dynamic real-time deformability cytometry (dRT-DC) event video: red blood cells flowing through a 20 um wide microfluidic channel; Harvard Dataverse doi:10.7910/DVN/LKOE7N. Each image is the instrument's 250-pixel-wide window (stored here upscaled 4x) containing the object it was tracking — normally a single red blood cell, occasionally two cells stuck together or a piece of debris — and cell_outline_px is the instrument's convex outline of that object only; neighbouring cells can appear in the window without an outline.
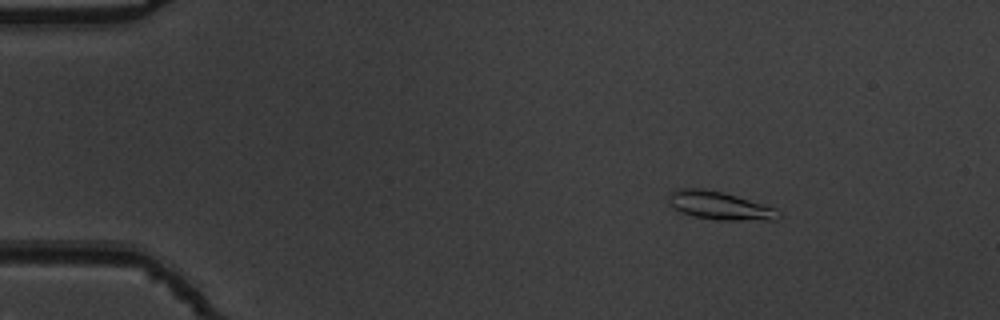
{"species": "common noctule bat (a hibernating species)", "species_latin": "Nyctalus noctula", "temperature_condition": "warm", "stored_images_in_passage": 47, "camera_frame_rate_fps": 3000, "um_per_image_px": 0.085, "animal": {"sex": "male", "body_mass_g": 19.5, "forearm_length_mm": 54.6}, "frame": {"image": 1, "passage_image": 1, "time_ms": 0.0, "image_size_px": [1000, 320], "cell_outline_px": [[780, 216], [776, 220], [716, 220], [692, 216], [680, 212], [672, 208], [668, 204], [668, 192], [676, 188], [704, 188], [736, 196], [764, 204], [776, 208]], "centroid_in_image_um": [61.09, 17.47], "position_along_channel_um": 23.9, "area_um2": 18.26}}
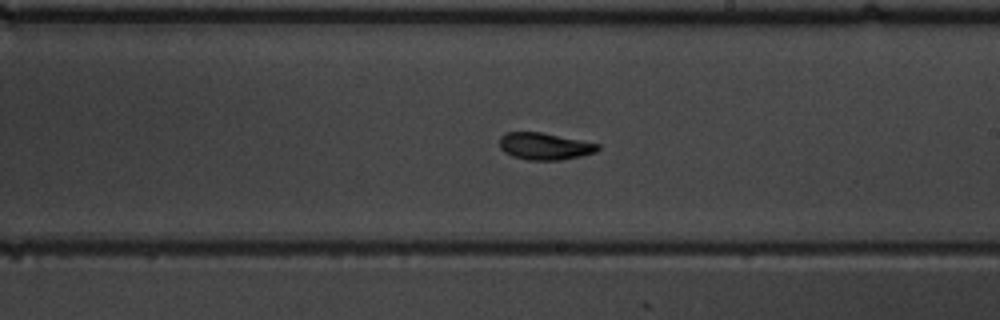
{"frame": {"image": 2, "passage_image": 25, "time_ms": 8.0, "image_size_px": [1000, 320], "cell_outline_px": [[600, 148], [596, 152], [580, 156], [560, 160], [528, 160], [512, 156], [504, 152], [500, 148], [500, 136], [504, 132], [540, 132], [600, 144]], "centroid_in_image_um": [46.27, 12.43], "position_along_channel_um": 242.7, "area_um2": 15.43}}
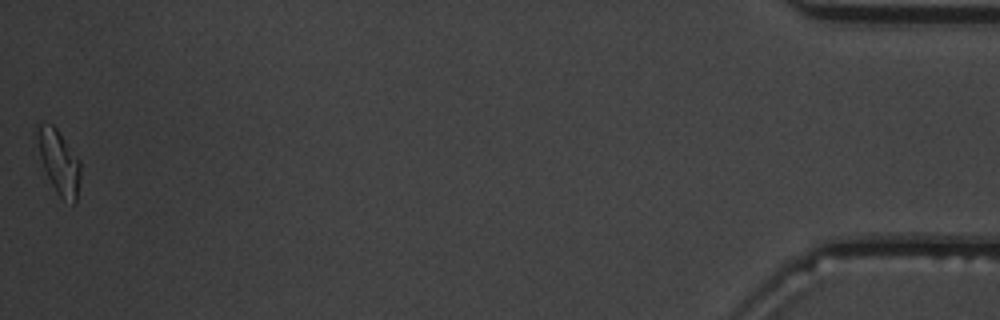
{"frame": {"image": 3, "passage_image": 47, "time_ms": 15.333, "image_size_px": [1000, 320], "cell_outline_px": [[80, 176], [76, 200], [72, 204], [60, 196], [56, 192], [44, 168], [32, 132], [36, 124], [52, 124], [56, 128], [80, 160]], "centroid_in_image_um": [4.96, 13.69], "position_along_channel_um": 430.2, "area_um2": 16.18}, "authors_computed_cell_mechanics": {"area_um2": 15.7216, "velocity_mm_per_s": 3.7922, "shape_relaxation_time_tau1_ms": 3.3077, "shape_relaxation_time_tau2_ms": 2.0767, "deformation_change_tau1": 0.155, "deformation_change_tau2": 0.1005}}